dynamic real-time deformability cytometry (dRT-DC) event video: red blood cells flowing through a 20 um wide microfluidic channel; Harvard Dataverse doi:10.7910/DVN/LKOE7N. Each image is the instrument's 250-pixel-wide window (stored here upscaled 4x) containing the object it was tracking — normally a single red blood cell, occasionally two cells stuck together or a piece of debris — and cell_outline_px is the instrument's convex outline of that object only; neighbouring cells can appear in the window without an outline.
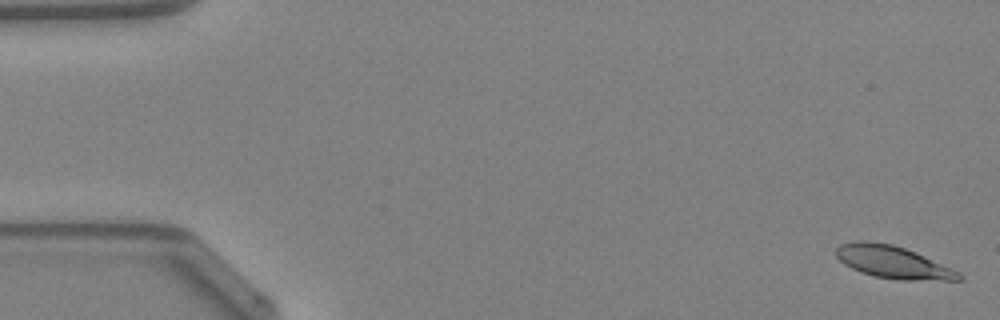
{"species": "Egyptian fruit bat (a non-hibernating species)", "species_latin": "Rousettus aegyptiacus", "temperature_condition": "warm", "stored_images_in_passage": 46, "camera_frame_rate_fps": 3000, "um_per_image_px": 0.085, "animal": {"sex": "female"}, "frame": {"image": 1, "passage_image": 1, "time_ms": 0.0, "image_size_px": [1000, 320], "cell_outline_px": [[964, 280], [900, 280], [876, 276], [852, 268], [844, 264], [836, 256], [836, 248], [840, 244], [856, 240], [868, 240], [892, 244], [916, 252], [952, 268], [960, 272], [964, 276]], "centroid_in_image_um": [75.93, 22.27], "position_along_channel_um": 9.1, "area_um2": 23.24}}
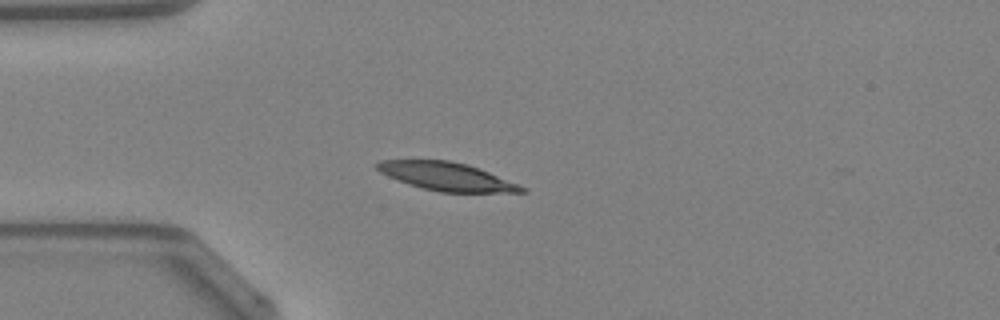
{"frame": {"image": 2, "passage_image": 13, "time_ms": 4.0, "image_size_px": [1000, 320], "cell_outline_px": [[528, 192], [440, 192], [408, 184], [388, 176], [380, 172], [372, 164], [380, 160], [448, 160], [468, 164], [528, 188]], "centroid_in_image_um": [37.94, 14.99], "position_along_channel_um": 47.1, "area_um2": 23.64}}
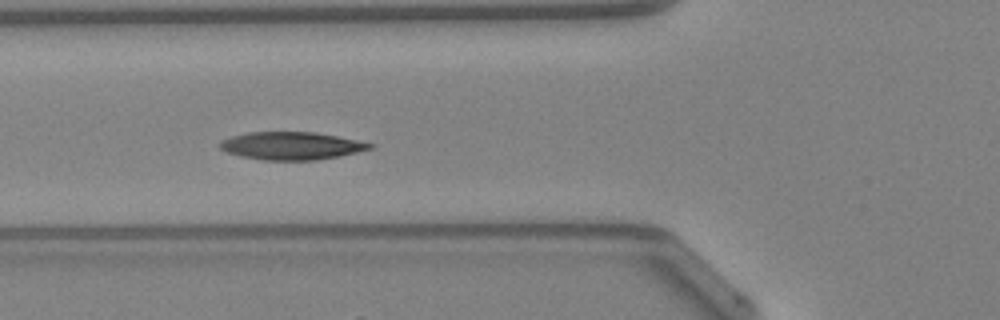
{"frame": {"image": 3, "passage_image": 18, "time_ms": 5.667, "image_size_px": [1000, 320], "cell_outline_px": [[376, 144], [372, 148], [340, 156], [316, 160], [264, 160], [240, 156], [228, 152], [220, 148], [220, 140], [232, 136], [248, 132], [316, 132]], "centroid_in_image_um": [24.77, 12.39], "position_along_channel_um": 101.0, "area_um2": 24.16}, "authors_computed_cell_mechanics": {"area_um2": 23.987, "velocity_mm_per_s": 4.2174, "shape_relaxation_time_tau1_ms": 2.9295, "shape_relaxation_time_tau2_ms": 3.046, "deformation_change_tau1": 0.1425, "deformation_change_tau2": 0.0858}}